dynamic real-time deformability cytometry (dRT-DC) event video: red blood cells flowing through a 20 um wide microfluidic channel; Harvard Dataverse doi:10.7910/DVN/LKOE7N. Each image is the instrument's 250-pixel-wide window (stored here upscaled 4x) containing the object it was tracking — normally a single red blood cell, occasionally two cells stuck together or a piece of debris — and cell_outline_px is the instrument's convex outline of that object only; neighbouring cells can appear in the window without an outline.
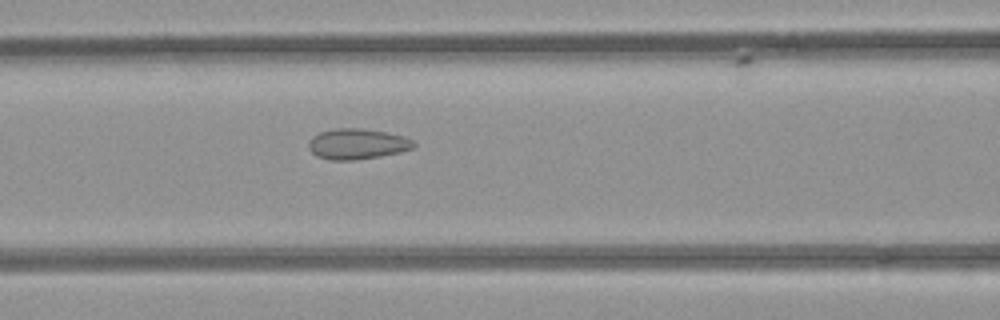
{"species": "common noctule bat (a hibernating species)", "species_latin": "Nyctalus noctula", "temperature_condition": "room temperature", "stored_images_in_passage": 36, "camera_frame_rate_fps": 3000, "um_per_image_px": 0.085, "animal": {"sex": "female", "body_mass_g": 21.9}, "frame": {"image": 1, "passage_image": 6, "time_ms": 1.667, "image_size_px": [1000, 320], "cell_outline_px": [[416, 144], [412, 148], [400, 152], [380, 156], [356, 160], [328, 160], [316, 156], [308, 148], [308, 140], [312, 136], [320, 132], [336, 128], [360, 128], [388, 132], [404, 136], [412, 140]], "centroid_in_image_um": [30.34, 12.23], "position_along_channel_um": 136.3, "area_um2": 18.9}}
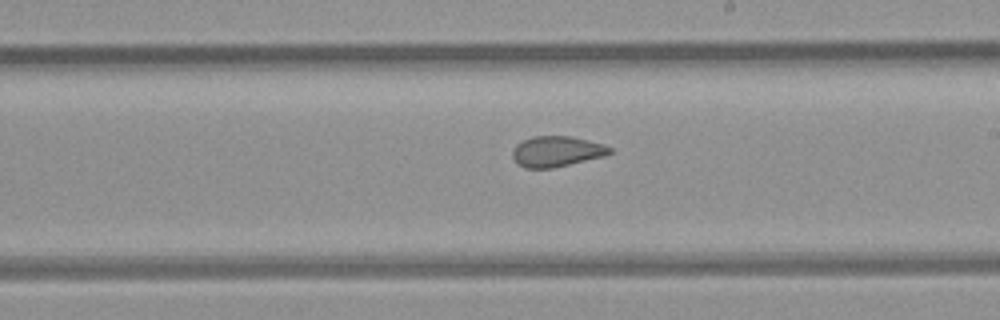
{"frame": {"image": 2, "passage_image": 14, "time_ms": 4.333, "image_size_px": [1000, 320], "cell_outline_px": [[612, 152], [604, 156], [552, 168], [524, 168], [516, 164], [512, 156], [512, 152], [516, 144], [532, 136], [572, 136], [604, 144], [612, 148]], "centroid_in_image_um": [47.3, 12.87], "position_along_channel_um": 241.7, "area_um2": 17.4}}
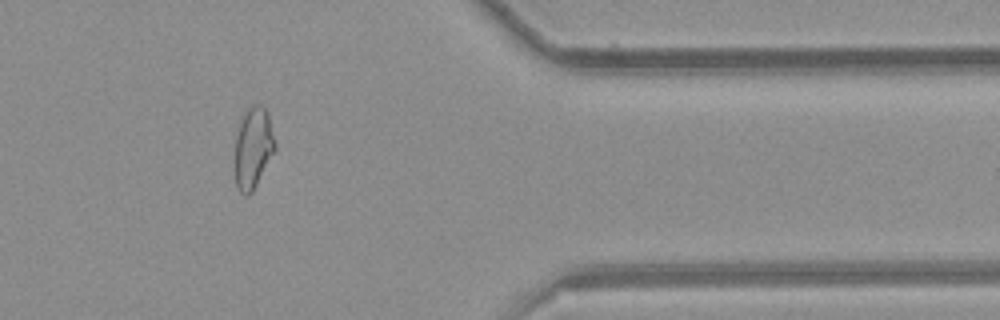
{"frame": {"image": 3, "passage_image": 27, "time_ms": 8.667, "image_size_px": [1000, 320], "cell_outline_px": [[276, 148], [252, 192], [248, 196], [244, 196], [236, 188], [236, 136], [240, 116], [252, 104], [260, 104], [268, 112], [276, 144]], "centroid_in_image_um": [21.52, 12.53], "position_along_channel_um": 389.9, "area_um2": 19.02}, "authors_computed_cell_mechanics": {"area_um2": 18.5538, "velocity_mm_per_s": 3.9509, "shape_relaxation_time_tau1_ms": null, "shape_relaxation_time_tau2_ms": 1.3301, "deformation_change_tau1": null, "deformation_change_tau2": 0.0582}}